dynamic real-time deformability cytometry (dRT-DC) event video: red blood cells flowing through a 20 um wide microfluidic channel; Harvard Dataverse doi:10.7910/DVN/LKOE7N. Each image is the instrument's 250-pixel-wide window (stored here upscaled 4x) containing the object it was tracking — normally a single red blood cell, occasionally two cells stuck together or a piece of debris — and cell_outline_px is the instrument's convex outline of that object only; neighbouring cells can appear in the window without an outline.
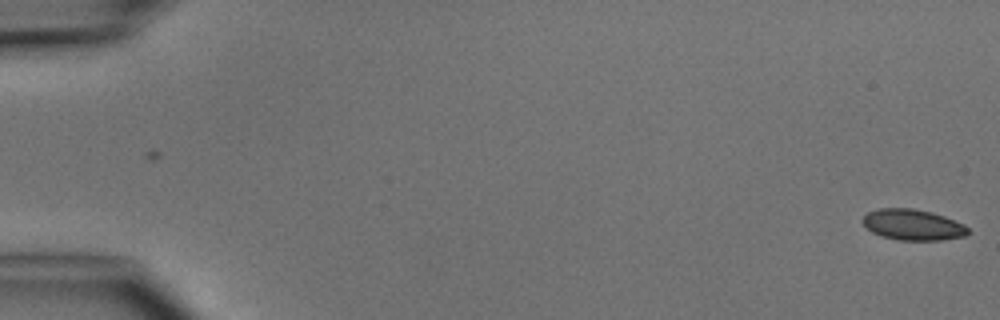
{"species": "common noctule bat (a hibernating species)", "species_latin": "Nyctalus noctula", "temperature_condition": "cold", "stored_images_in_passage": 3, "camera_frame_rate_fps": 3000, "um_per_image_px": 0.085, "animal": {"sex": "male", "body_mass_g": 15.6}, "frame": {"image": 1, "passage_image": 1, "time_ms": 0.0, "image_size_px": [1000, 320], "cell_outline_px": [[968, 232], [964, 236], [940, 240], [896, 240], [880, 236], [872, 232], [860, 220], [868, 212], [880, 208], [912, 208], [932, 212], [944, 216], [964, 224], [968, 228]], "centroid_in_image_um": [77.56, 19.1], "position_along_channel_um": 7.4, "area_um2": 18.96}}